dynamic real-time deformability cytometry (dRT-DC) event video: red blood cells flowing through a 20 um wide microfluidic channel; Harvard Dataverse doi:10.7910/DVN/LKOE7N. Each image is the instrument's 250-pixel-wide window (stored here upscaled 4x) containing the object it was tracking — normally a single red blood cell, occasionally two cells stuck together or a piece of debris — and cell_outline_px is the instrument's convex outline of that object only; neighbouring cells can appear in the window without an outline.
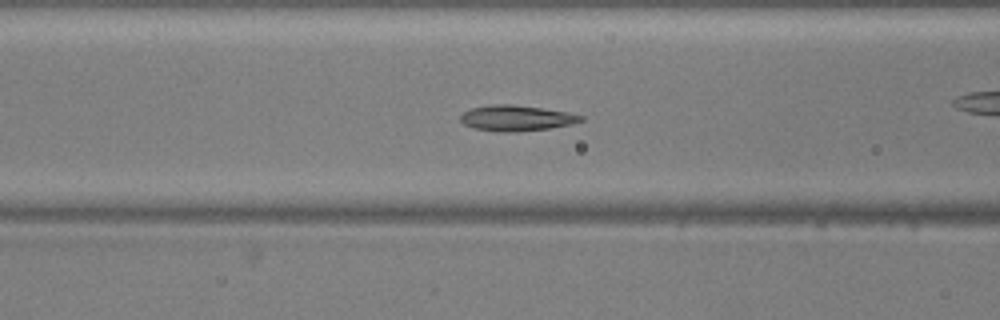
{"species": "common noctule bat (a hibernating species)", "species_latin": "Nyctalus noctula", "temperature_condition": "warm", "stored_images_in_passage": 37, "camera_frame_rate_fps": 3000, "um_per_image_px": 0.085, "animal": {"sex": "male", "body_mass_g": 20.5, "forearm_length_mm": 52.5}, "frame": {"image": 1, "passage_image": 6, "time_ms": 1.667, "image_size_px": [1000, 320], "cell_outline_px": [[584, 120], [568, 124], [548, 128], [516, 132], [496, 132], [476, 128], [464, 124], [460, 120], [460, 116], [464, 112], [472, 108], [492, 104], [512, 104], [568, 112], [584, 116]], "centroid_in_image_um": [43.87, 10.04], "position_along_channel_um": 122.7, "area_um2": 17.8}}
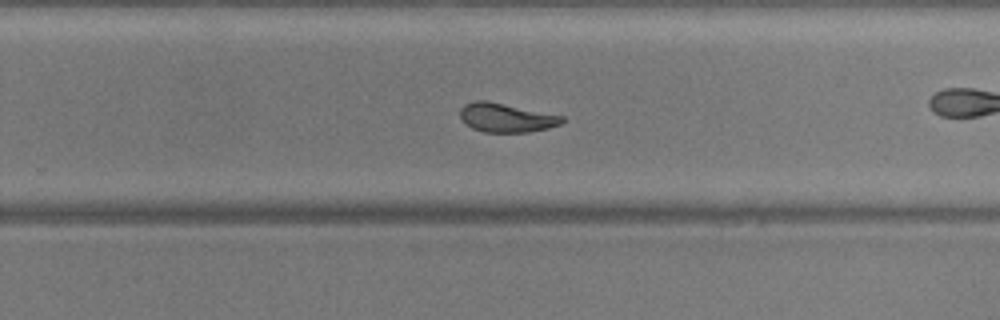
{"frame": {"image": 2, "passage_image": 19, "time_ms": 6.0, "image_size_px": [1000, 320], "cell_outline_px": [[564, 120], [560, 124], [548, 128], [528, 132], [484, 132], [472, 128], [460, 116], [460, 108], [464, 104], [476, 100], [488, 100], [564, 116]], "centroid_in_image_um": [43.03, 9.99], "position_along_channel_um": 286.8, "area_um2": 17.17}}
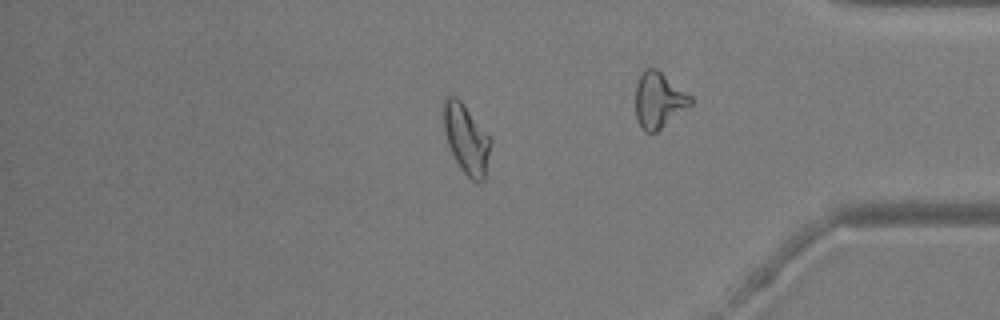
{"frame": {"image": 3, "passage_image": 30, "time_ms": 9.667, "image_size_px": [1000, 320], "cell_outline_px": [[492, 144], [484, 180], [480, 184], [476, 184], [460, 168], [448, 144], [444, 132], [444, 96], [456, 96], [464, 104], [492, 140]], "centroid_in_image_um": [39.66, 11.84], "position_along_channel_um": 395.5, "area_um2": 19.02}}